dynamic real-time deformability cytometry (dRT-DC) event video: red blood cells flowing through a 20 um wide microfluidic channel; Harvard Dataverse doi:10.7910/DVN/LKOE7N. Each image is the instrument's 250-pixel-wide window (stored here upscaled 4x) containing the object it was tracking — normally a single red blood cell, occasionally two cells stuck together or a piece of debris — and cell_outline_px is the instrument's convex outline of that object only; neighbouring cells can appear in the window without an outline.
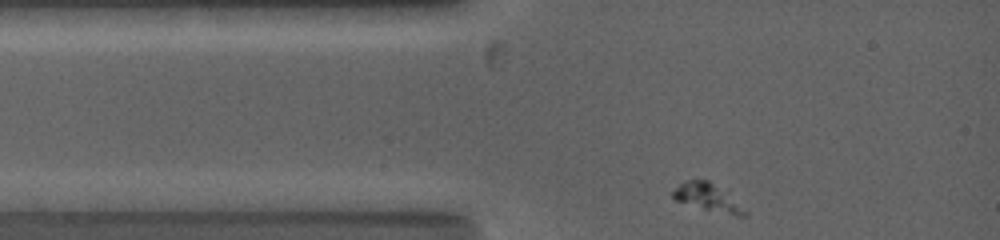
{"species": "common noctule bat (a hibernating species)", "species_latin": "Nyctalus noctula", "temperature_condition": "warm", "stored_images_in_passage": 2, "camera_frame_rate_fps": 5000, "um_per_image_px": 0.085, "animal": {"sex": "female", "body_mass_g": 19.0, "forearm_length_mm": 53.3}, "frame": {"image": 1, "passage_image": 1, "time_ms": 0.0, "image_size_px": [1000, 240], "cell_outline_px": [[748, 216], [736, 216], [704, 208], [676, 200], [672, 196], [672, 192], [680, 184], [688, 180], [708, 180], [728, 188], [748, 212]], "centroid_in_image_um": [60.3, 16.75], "position_along_channel_um": 24.7, "area_um2": 11.85}}